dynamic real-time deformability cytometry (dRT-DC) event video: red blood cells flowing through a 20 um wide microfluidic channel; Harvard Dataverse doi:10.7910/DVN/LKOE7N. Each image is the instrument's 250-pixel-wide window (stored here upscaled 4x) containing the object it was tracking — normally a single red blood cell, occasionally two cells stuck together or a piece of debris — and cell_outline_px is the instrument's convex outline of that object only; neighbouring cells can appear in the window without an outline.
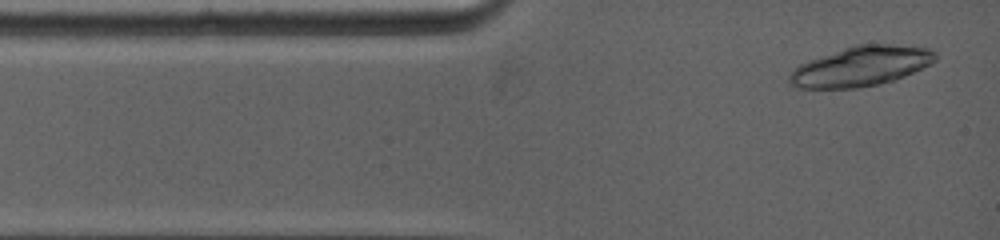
{"species": "common noctule bat (a hibernating species)", "species_latin": "Nyctalus noctula", "temperature_condition": "warm", "stored_images_in_passage": 3, "camera_frame_rate_fps": 5000, "um_per_image_px": 0.085, "animal": {"sex": "female", "body_mass_g": 19.0, "forearm_length_mm": 53.3}, "frame": {"image": 1, "passage_image": 1, "time_ms": 0.0, "image_size_px": [1000, 240], "cell_outline_px": [[936, 60], [932, 64], [904, 76], [880, 84], [856, 88], [796, 88], [788, 84], [788, 76], [800, 64], [808, 60], [856, 44], [892, 44], [928, 48], [936, 52]], "centroid_in_image_um": [73.18, 5.63], "position_along_channel_um": 11.8, "area_um2": 33.87}}